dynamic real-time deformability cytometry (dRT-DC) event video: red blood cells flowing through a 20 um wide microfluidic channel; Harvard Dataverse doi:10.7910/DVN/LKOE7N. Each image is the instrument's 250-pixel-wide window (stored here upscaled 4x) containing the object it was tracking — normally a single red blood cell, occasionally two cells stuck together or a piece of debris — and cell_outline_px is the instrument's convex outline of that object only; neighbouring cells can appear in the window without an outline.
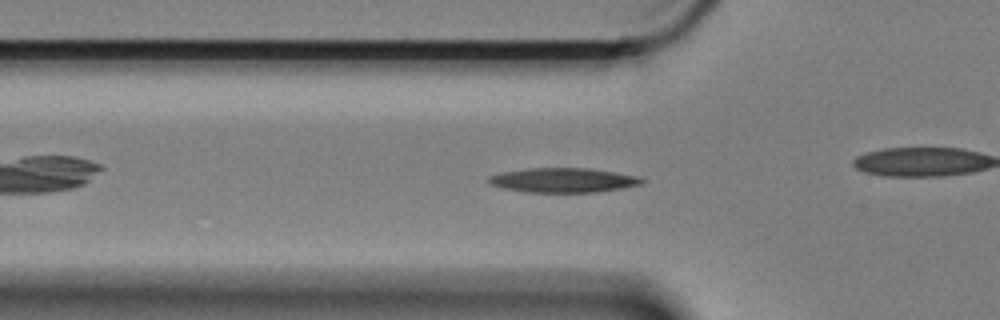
{"species": "Egyptian fruit bat (a non-hibernating species)", "species_latin": "Rousettus aegyptiacus", "temperature_condition": "cold", "stored_images_in_passage": 55, "camera_frame_rate_fps": 3000, "um_per_image_px": 0.085, "animal": {"sex": "female"}, "frame": {"image": 1, "passage_image": 14, "time_ms": 4.333, "image_size_px": [1000, 320], "cell_outline_px": [[644, 180], [640, 184], [620, 188], [596, 192], [528, 192], [504, 188], [488, 184], [488, 176], [500, 172], [528, 168], [588, 168], [636, 176]], "centroid_in_image_um": [47.78, 15.31], "position_along_channel_um": 78.0, "area_um2": 21.62}}
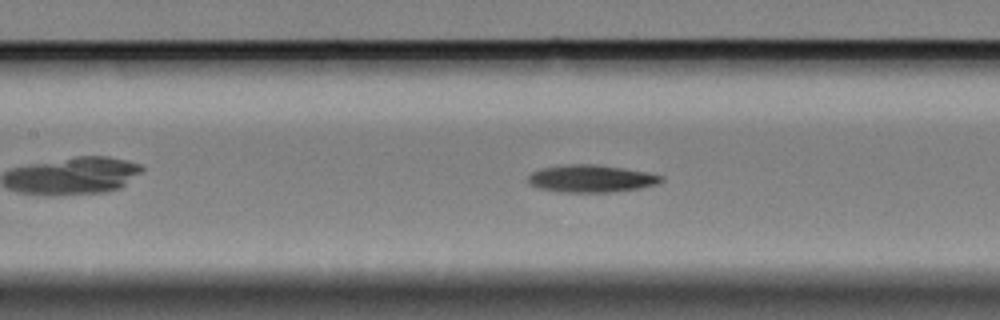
{"frame": {"image": 2, "passage_image": 21, "time_ms": 6.667, "image_size_px": [1000, 320], "cell_outline_px": [[664, 180], [656, 184], [640, 188], [612, 192], [556, 192], [536, 188], [528, 184], [528, 176], [532, 172], [540, 168], [568, 164], [596, 164], [624, 168], [648, 172], [664, 176]], "centroid_in_image_um": [50.22, 15.18], "position_along_channel_um": 157.2, "area_um2": 21.56}}
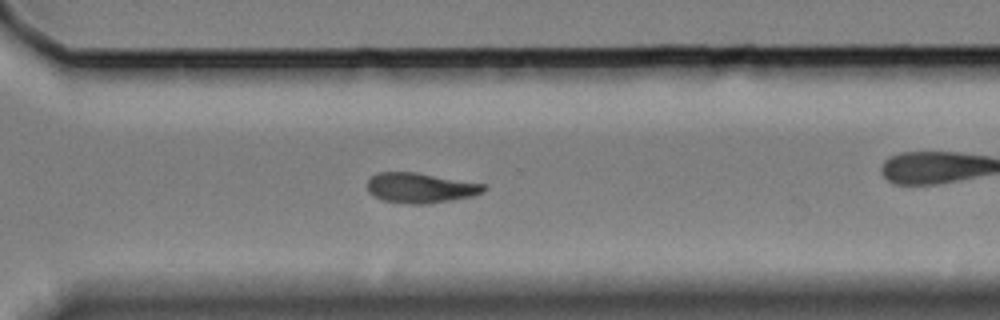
{"frame": {"image": 3, "passage_image": 37, "time_ms": 12.0, "image_size_px": [1000, 320], "cell_outline_px": [[488, 188], [484, 192], [472, 196], [452, 200], [424, 204], [408, 204], [384, 200], [372, 196], [368, 192], [368, 180], [376, 172], [416, 172], [488, 184]], "centroid_in_image_um": [35.78, 15.96], "position_along_channel_um": 334.8, "area_um2": 20.69}, "authors_computed_cell_mechanics": {"area_um2": 20.9236, "velocity_mm_per_s": 3.3431, "shape_relaxation_time_tau1_ms": 8.2643, "shape_relaxation_time_tau2_ms": null, "deformation_change_tau1": 0.1818, "deformation_change_tau2": null}}